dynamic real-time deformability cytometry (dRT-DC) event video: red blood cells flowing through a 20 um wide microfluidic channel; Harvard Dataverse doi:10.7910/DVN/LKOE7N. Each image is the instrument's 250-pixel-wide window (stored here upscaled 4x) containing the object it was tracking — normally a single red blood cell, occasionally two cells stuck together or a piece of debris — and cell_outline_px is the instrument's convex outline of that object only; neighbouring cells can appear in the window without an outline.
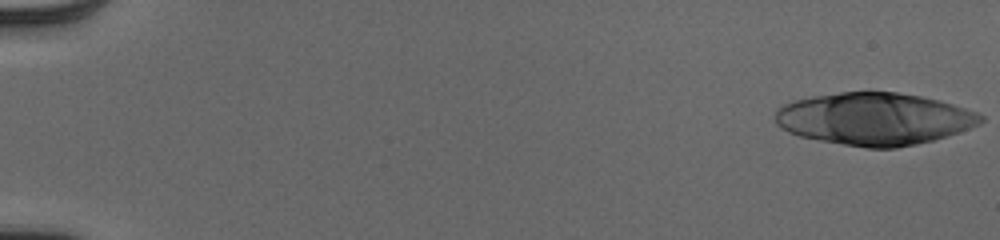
{"species": "human", "species_latin": "Homo sapiens", "temperature_condition": "cold", "stored_images_in_passage": 21, "camera_frame_rate_fps": 3000, "um_per_image_px": 0.085, "donor": {"sex": "male"}, "frame": {"image": 1, "passage_image": 1, "time_ms": 0.0, "image_size_px": [1000, 240], "cell_outline_px": [[984, 120], [980, 124], [932, 140], [916, 144], [896, 148], [868, 148], [820, 140], [800, 136], [788, 132], [776, 124], [776, 112], [784, 104], [796, 100], [812, 96], [868, 88], [896, 92], [920, 96], [952, 104], [976, 112], [984, 116]], "centroid_in_image_um": [74.3, 10.07], "position_along_channel_um": 10.7, "area_um2": 62.77}}